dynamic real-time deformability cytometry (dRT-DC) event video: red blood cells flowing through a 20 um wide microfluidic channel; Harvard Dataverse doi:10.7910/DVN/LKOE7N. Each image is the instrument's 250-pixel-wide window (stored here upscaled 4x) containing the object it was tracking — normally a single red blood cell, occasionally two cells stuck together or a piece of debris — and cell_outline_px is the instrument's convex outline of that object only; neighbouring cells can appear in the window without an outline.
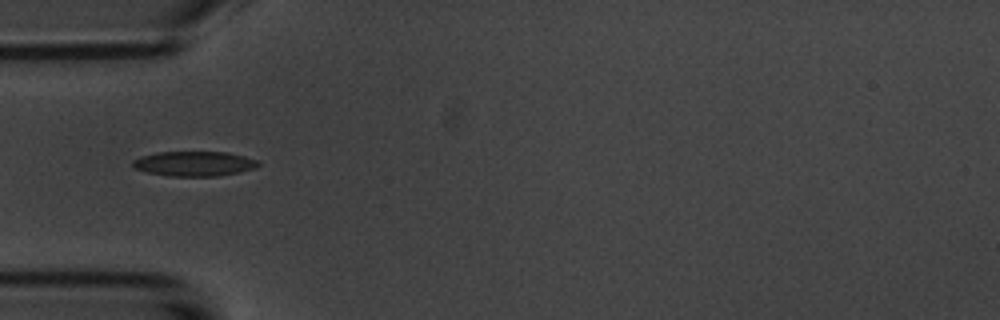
{"species": "common noctule bat (a hibernating species)", "species_latin": "Nyctalus noctula", "temperature_condition": "room temperature", "stored_images_in_passage": 38, "camera_frame_rate_fps": 3000, "um_per_image_px": 0.085, "animal": {"sex": "male", "body_mass_g": 20.1, "forearm_length_mm": 53.5}, "frame": {"image": 1, "passage_image": 1, "time_ms": 0.0, "image_size_px": [1000, 320], "cell_outline_px": [[260, 164], [256, 168], [240, 172], [220, 176], [168, 176], [148, 172], [136, 168], [132, 164], [132, 160], [140, 156], [156, 152], [228, 152], [244, 156], [256, 160]], "centroid_in_image_um": [16.52, 13.91], "position_along_channel_um": 68.5, "area_um2": 18.21}}
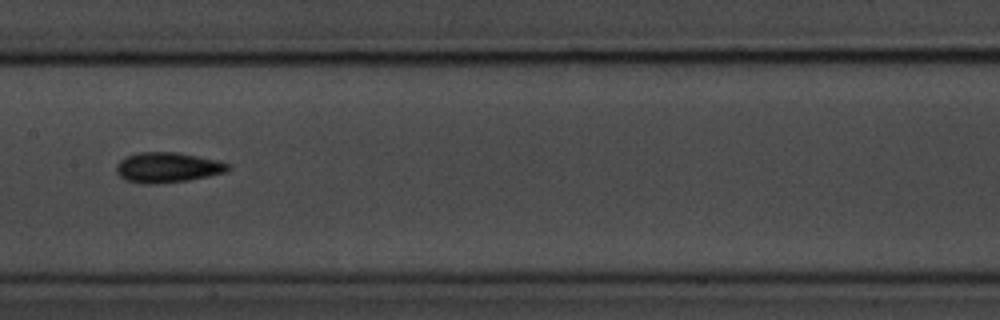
{"frame": {"image": 2, "passage_image": 11, "time_ms": 3.333, "image_size_px": [1000, 320], "cell_outline_px": [[232, 168], [224, 172], [208, 176], [188, 180], [156, 184], [144, 184], [124, 180], [116, 172], [116, 164], [120, 160], [128, 156], [140, 152], [176, 152], [216, 160], [228, 164]], "centroid_in_image_um": [14.2, 14.24], "position_along_channel_um": 193.2, "area_um2": 19.54}}
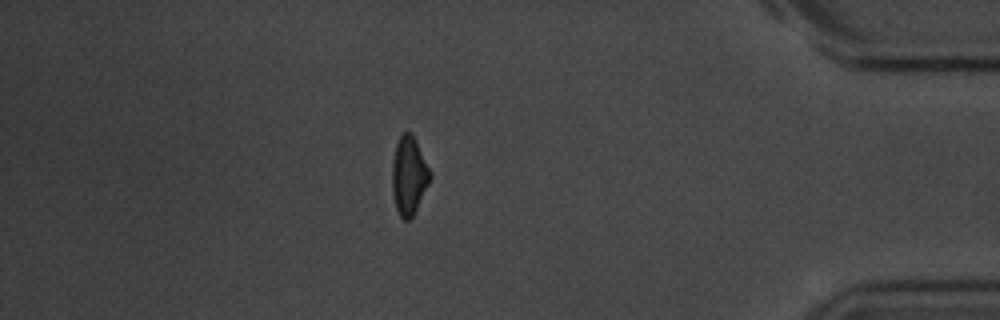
{"frame": {"image": 3, "passage_image": 31, "time_ms": 10.0, "image_size_px": [1000, 320], "cell_outline_px": [[432, 176], [412, 216], [408, 220], [404, 220], [400, 216], [396, 208], [392, 192], [392, 160], [396, 144], [400, 136], [404, 132], [412, 132], [432, 172]], "centroid_in_image_um": [34.76, 14.89], "position_along_channel_um": 400.4, "area_um2": 17.28}, "authors_computed_cell_mechanics": {"area_um2": 17.6579, "velocity_mm_per_s": 3.7122, "shape_relaxation_time_tau1_ms": 3.0176, "shape_relaxation_time_tau2_ms": 4.6754, "deformation_change_tau1": 0.1094, "deformation_change_tau2": 0.123}}